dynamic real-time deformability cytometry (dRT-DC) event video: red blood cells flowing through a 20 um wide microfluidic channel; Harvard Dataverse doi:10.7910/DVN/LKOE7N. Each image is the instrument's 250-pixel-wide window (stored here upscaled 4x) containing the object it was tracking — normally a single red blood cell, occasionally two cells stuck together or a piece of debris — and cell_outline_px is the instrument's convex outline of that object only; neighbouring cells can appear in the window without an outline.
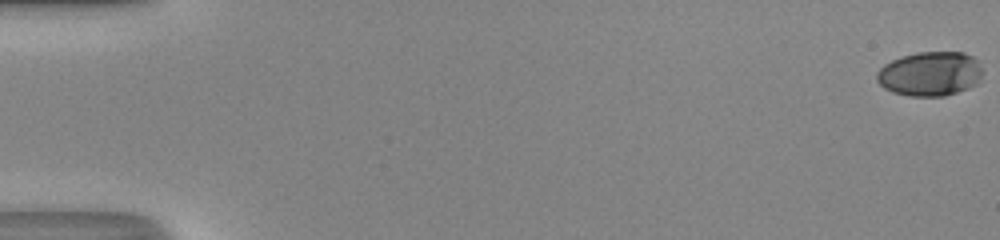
{"species": "human", "species_latin": "Homo sapiens", "temperature_condition": "room temperature", "stored_images_in_passage": 52, "camera_frame_rate_fps": 3000, "um_per_image_px": 0.085, "donor": {"sex": "male"}, "frame": {"image": 1, "passage_image": 1, "time_ms": 0.0, "image_size_px": [1000, 240], "cell_outline_px": [[980, 76], [976, 84], [968, 88], [944, 96], [908, 96], [892, 92], [884, 88], [876, 80], [876, 72], [884, 64], [900, 56], [916, 52], [964, 52], [972, 56], [976, 60], [980, 68]], "centroid_in_image_um": [79.0, 6.27], "position_along_channel_um": 6.0, "area_um2": 27.34}}
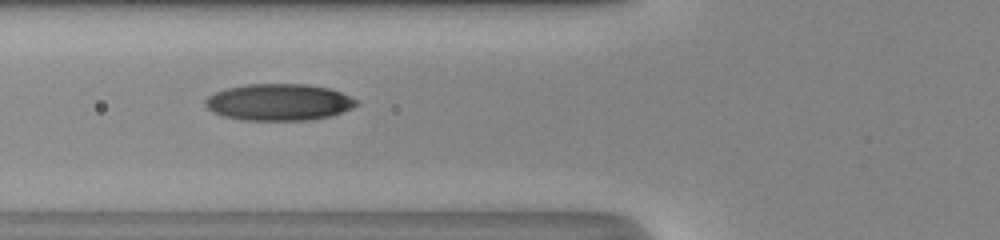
{"frame": {"image": 2, "passage_image": 22, "time_ms": 7.0, "image_size_px": [1000, 240], "cell_outline_px": [[360, 104], [352, 108], [332, 116], [308, 120], [244, 120], [224, 116], [212, 112], [204, 104], [204, 100], [208, 96], [216, 92], [228, 88], [248, 84], [304, 84], [328, 88], [340, 92], [356, 100]], "centroid_in_image_um": [23.7, 8.69], "position_along_channel_um": 102.1, "area_um2": 32.19}}
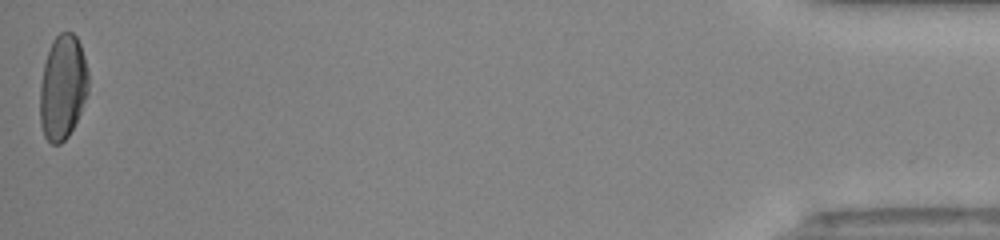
{"frame": {"image": 3, "passage_image": 52, "time_ms": 17.0, "image_size_px": [1000, 240], "cell_outline_px": [[88, 92], [80, 112], [68, 136], [60, 144], [52, 144], [44, 136], [40, 124], [40, 84], [44, 64], [52, 40], [60, 32], [72, 32], [76, 36], [80, 44], [88, 68]], "centroid_in_image_um": [5.32, 7.41], "position_along_channel_um": 429.9, "area_um2": 29.54}, "authors_computed_cell_mechanics": {"area_um2": 30.5184, "velocity_mm_per_s": 4.2287, "shape_relaxation_time_tau1_ms": 8.1029, "shape_relaxation_time_tau2_ms": 1.8138, "deformation_change_tau1": 0.2502, "deformation_change_tau2": 0.0671}}